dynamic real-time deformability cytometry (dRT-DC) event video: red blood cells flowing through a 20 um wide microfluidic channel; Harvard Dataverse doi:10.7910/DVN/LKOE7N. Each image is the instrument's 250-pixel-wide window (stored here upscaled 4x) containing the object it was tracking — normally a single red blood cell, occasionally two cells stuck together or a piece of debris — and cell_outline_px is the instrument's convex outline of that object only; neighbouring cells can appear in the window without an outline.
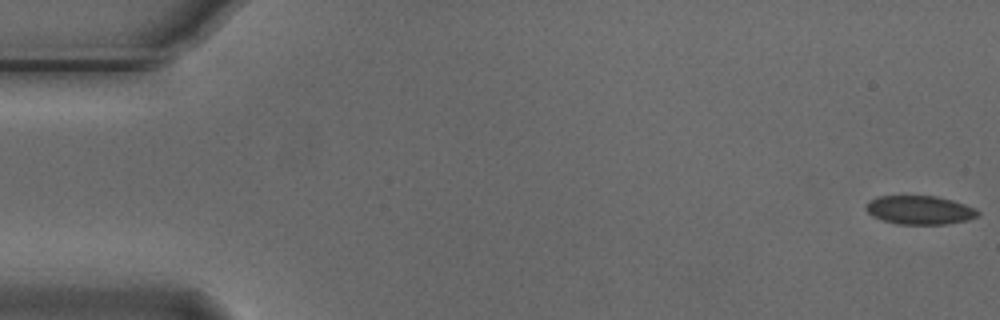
{"species": "Egyptian fruit bat (a non-hibernating species)", "species_latin": "Rousettus aegyptiacus", "temperature_condition": "cold", "stored_images_in_passage": 3, "camera_frame_rate_fps": 3000, "um_per_image_px": 0.085, "animal": {"sex": "male"}, "frame": {"image": 1, "passage_image": 1, "time_ms": 0.0, "image_size_px": [1000, 320], "cell_outline_px": [[980, 216], [968, 220], [948, 224], [896, 224], [872, 216], [864, 208], [876, 196], [936, 196], [952, 200], [976, 208], [980, 212]], "centroid_in_image_um": [78.22, 17.86], "position_along_channel_um": 6.8, "area_um2": 18.73}}